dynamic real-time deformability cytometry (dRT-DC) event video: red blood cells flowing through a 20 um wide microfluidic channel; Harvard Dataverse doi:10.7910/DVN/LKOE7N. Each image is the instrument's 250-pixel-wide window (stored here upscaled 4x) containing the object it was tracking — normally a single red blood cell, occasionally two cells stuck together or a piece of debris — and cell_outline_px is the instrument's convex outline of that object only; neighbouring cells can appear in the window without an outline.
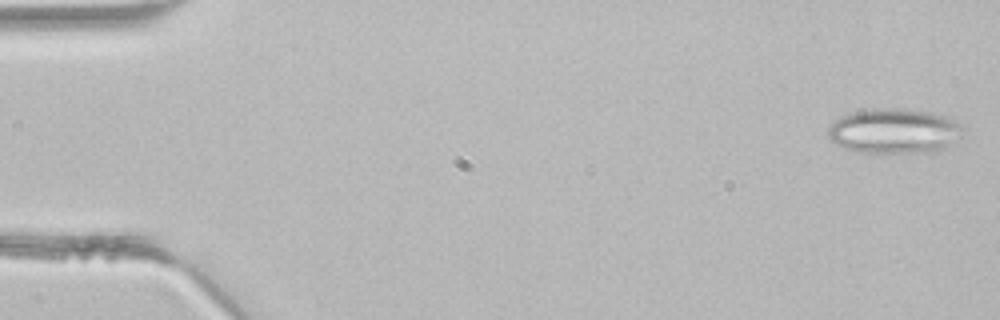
{"species": "common noctule bat (a hibernating species)", "species_latin": "Nyctalus noctula", "temperature_condition": "room temperature", "stored_images_in_passage": 3, "camera_frame_rate_fps": 3000, "um_per_image_px": 0.085, "animal": {"sex": "male", "body_mass_g": 21.5, "forearm_length_mm": 52.0}, "frame": {"image": 1, "passage_image": 1, "time_ms": 0.0, "image_size_px": [1000, 320], "cell_outline_px": [[968, 132], [948, 148], [936, 152], [856, 152], [832, 144], [828, 136], [828, 128], [840, 116], [848, 112], [872, 108], [904, 108], [932, 112], [948, 116], [964, 124], [968, 128]], "centroid_in_image_um": [76.11, 11.13], "position_along_channel_um": 8.9, "area_um2": 36.65}}